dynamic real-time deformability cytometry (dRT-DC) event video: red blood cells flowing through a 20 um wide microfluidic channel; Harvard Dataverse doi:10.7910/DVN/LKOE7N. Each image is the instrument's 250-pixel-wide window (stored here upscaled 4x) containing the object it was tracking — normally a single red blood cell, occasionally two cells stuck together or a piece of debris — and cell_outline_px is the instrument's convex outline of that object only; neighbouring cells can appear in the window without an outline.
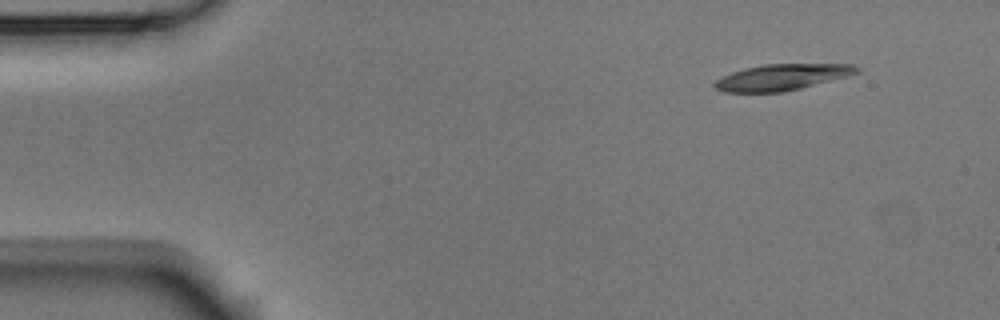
{"species": "Egyptian fruit bat (a non-hibernating species)", "species_latin": "Rousettus aegyptiacus", "temperature_condition": "room temperature", "stored_images_in_passage": 3, "camera_frame_rate_fps": 3000, "um_per_image_px": 0.085, "animal": {"sex": "male"}, "frame": {"image": 1, "passage_image": 1, "time_ms": 0.0, "image_size_px": [1000, 320], "cell_outline_px": [[860, 72], [848, 76], [784, 92], [724, 92], [716, 88], [712, 84], [716, 80], [732, 72], [744, 68], [764, 64], [852, 64], [860, 68]], "centroid_in_image_um": [66.48, 6.56], "position_along_channel_um": 18.5, "area_um2": 21.56}}
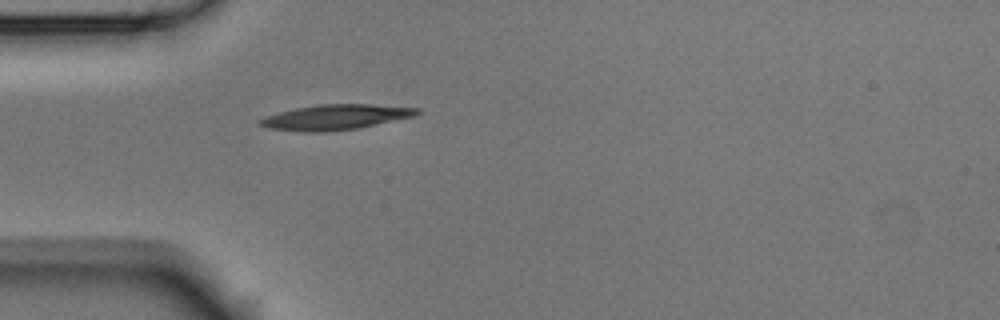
{"frame": {"image": 2, "passage_image": 3, "time_ms": 0.667, "image_size_px": [1000, 320], "cell_outline_px": [[424, 112], [416, 116], [360, 128], [328, 132], [304, 132], [268, 128], [256, 124], [256, 120], [280, 112], [296, 108], [320, 104], [372, 104], [420, 108]], "centroid_in_image_um": [28.58, 9.96], "position_along_channel_um": 56.4, "area_um2": 23.41}}